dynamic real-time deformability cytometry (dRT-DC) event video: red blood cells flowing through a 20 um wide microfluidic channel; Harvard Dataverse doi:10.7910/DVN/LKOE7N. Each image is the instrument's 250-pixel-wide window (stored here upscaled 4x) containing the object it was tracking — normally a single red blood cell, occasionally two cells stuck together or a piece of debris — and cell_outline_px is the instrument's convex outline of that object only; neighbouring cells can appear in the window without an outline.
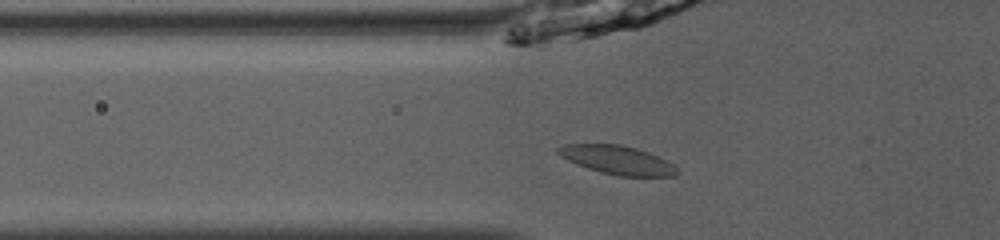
{"species": "common noctule bat (a hibernating species)", "species_latin": "Nyctalus noctula", "temperature_condition": "room temperature", "stored_images_in_passage": 52, "camera_frame_rate_fps": 3000, "um_per_image_px": 0.085, "animal": {"sex": "male", "body_mass_g": 13.0, "forearm_length_mm": 53.1}, "frame": {"image": 1, "passage_image": 20, "time_ms": 6.333, "image_size_px": [1000, 240], "cell_outline_px": [[680, 172], [676, 176], [620, 176], [600, 172], [588, 168], [568, 160], [560, 156], [556, 152], [556, 148], [564, 144], [620, 144], [636, 148], [648, 152], [668, 160]], "centroid_in_image_um": [52.49, 13.59], "position_along_channel_um": 73.3, "area_um2": 19.88}}
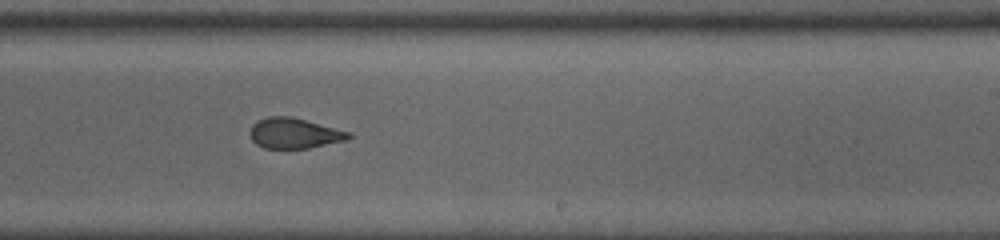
{"frame": {"image": 2, "passage_image": 34, "time_ms": 11.0, "image_size_px": [1000, 240], "cell_outline_px": [[352, 136], [344, 140], [308, 148], [264, 148], [256, 144], [252, 140], [248, 132], [252, 124], [268, 116], [292, 116], [352, 132]], "centroid_in_image_um": [24.99, 11.31], "position_along_channel_um": 264.0, "area_um2": 17.51}}
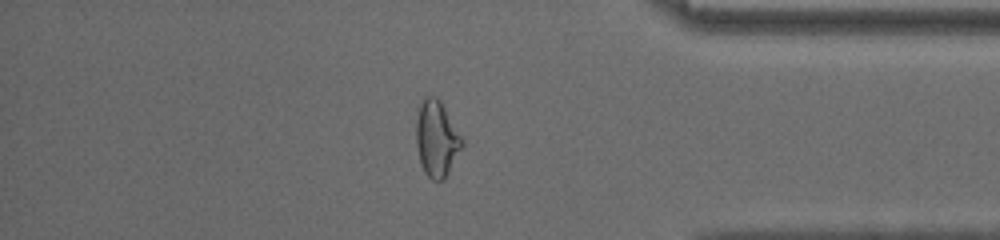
{"frame": {"image": 3, "passage_image": 45, "time_ms": 14.667, "image_size_px": [1000, 240], "cell_outline_px": [[464, 144], [444, 180], [432, 180], [424, 172], [420, 160], [416, 144], [416, 120], [420, 104], [428, 96], [432, 96], [440, 100], [464, 140]], "centroid_in_image_um": [37.12, 11.81], "position_along_channel_um": 398.1, "area_um2": 20.11}, "authors_computed_cell_mechanics": {"area_um2": 19.5075, "velocity_mm_per_s": 4.064, "shape_relaxation_time_tau1_ms": null, "shape_relaxation_time_tau2_ms": 1.6971, "deformation_change_tau1": null, "deformation_change_tau2": 0.0551}}